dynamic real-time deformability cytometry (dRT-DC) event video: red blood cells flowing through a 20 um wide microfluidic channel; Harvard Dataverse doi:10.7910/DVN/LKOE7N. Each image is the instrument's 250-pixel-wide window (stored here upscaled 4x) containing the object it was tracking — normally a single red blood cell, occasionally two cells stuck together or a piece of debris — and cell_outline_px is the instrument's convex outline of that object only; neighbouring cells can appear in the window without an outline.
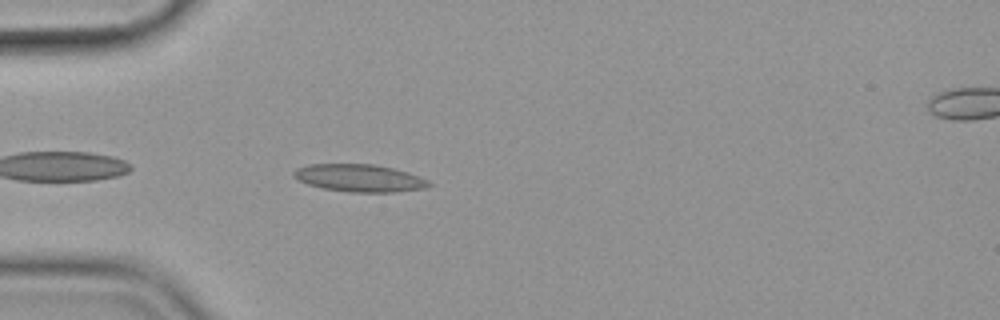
{"species": "common noctule bat (a hibernating species)", "species_latin": "Nyctalus noctula", "temperature_condition": "cold", "stored_images_in_passage": 43, "camera_frame_rate_fps": 3000, "um_per_image_px": 0.085, "animal": {"sex": "female", "body_mass_g": 19.9}, "frame": {"image": 1, "passage_image": 3, "time_ms": 0.667, "image_size_px": [1000, 320], "cell_outline_px": [[432, 184], [428, 188], [396, 192], [348, 192], [324, 188], [308, 184], [292, 176], [292, 172], [296, 168], [308, 164], [376, 164], [408, 172], [428, 180]], "centroid_in_image_um": [30.57, 15.13], "position_along_channel_um": 54.4, "area_um2": 21.73}}
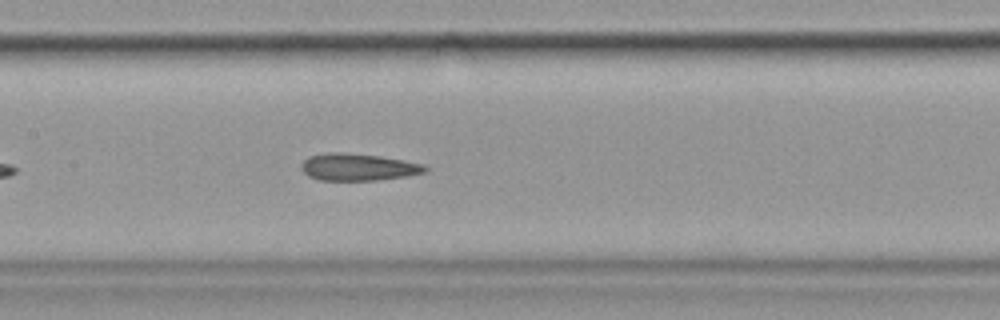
{"frame": {"image": 2, "passage_image": 14, "time_ms": 4.333, "image_size_px": [1000, 320], "cell_outline_px": [[428, 168], [424, 172], [408, 176], [376, 180], [320, 180], [308, 176], [300, 168], [300, 164], [308, 156], [324, 152], [344, 152], [380, 156], [404, 160], [424, 164]], "centroid_in_image_um": [30.4, 14.19], "position_along_channel_um": 177.0, "area_um2": 19.71}}
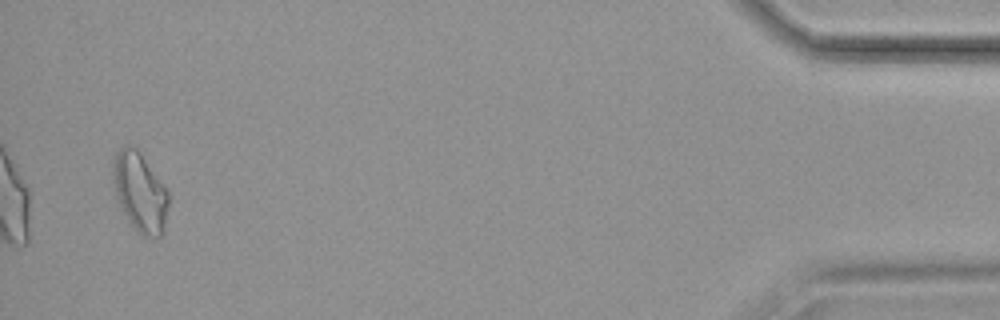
{"frame": {"image": 3, "passage_image": 41, "time_ms": 13.333, "image_size_px": [1000, 320], "cell_outline_px": [[168, 204], [164, 232], [160, 236], [140, 236], [136, 232], [128, 220], [116, 196], [112, 180], [112, 156], [124, 144], [128, 144], [136, 148], [140, 152], [168, 192]], "centroid_in_image_um": [11.86, 16.31], "position_along_channel_um": 423.3, "area_um2": 25.72}, "authors_computed_cell_mechanics": {"area_um2": 20.2878, "velocity_mm_per_s": 3.5854, "shape_relaxation_time_tau1_ms": null, "shape_relaxation_time_tau2_ms": 2.9026, "deformation_change_tau1": null, "deformation_change_tau2": 0.0732}}